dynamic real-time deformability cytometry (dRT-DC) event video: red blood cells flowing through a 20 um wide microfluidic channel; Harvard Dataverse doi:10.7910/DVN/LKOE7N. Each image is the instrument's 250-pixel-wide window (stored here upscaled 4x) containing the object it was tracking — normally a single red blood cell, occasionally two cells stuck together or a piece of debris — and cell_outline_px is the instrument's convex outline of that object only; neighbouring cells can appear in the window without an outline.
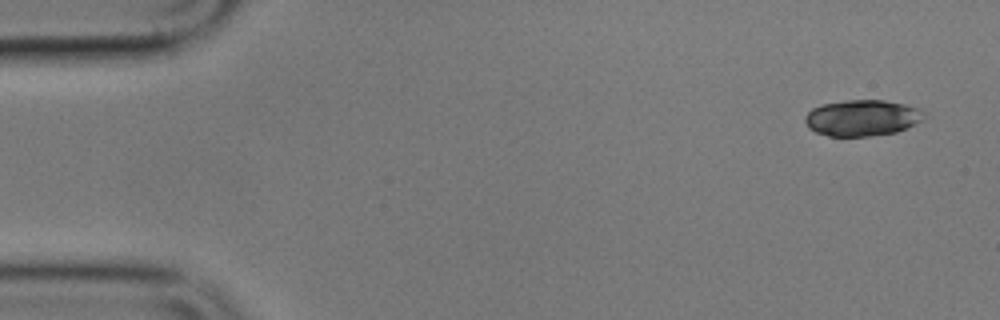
{"species": "common noctule bat (a hibernating species)", "species_latin": "Nyctalus noctula", "temperature_condition": "cold", "stored_images_in_passage": 6, "segment_of_instrument_passage": [1, 2], "camera_frame_rate_fps": 3000, "um_per_image_px": 0.085, "animal": {"sex": "male", "body_mass_g": 17.9}, "frame": {"image": 1, "passage_image": 1, "time_ms": 0.0, "image_size_px": [1000, 320], "cell_outline_px": [[924, 116], [920, 120], [896, 132], [868, 136], [828, 136], [816, 132], [808, 128], [804, 120], [804, 116], [812, 108], [820, 104], [848, 100], [884, 100], [904, 104], [920, 108], [924, 112]], "centroid_in_image_um": [73.22, 10.01], "position_along_channel_um": 11.8, "area_um2": 24.97}}
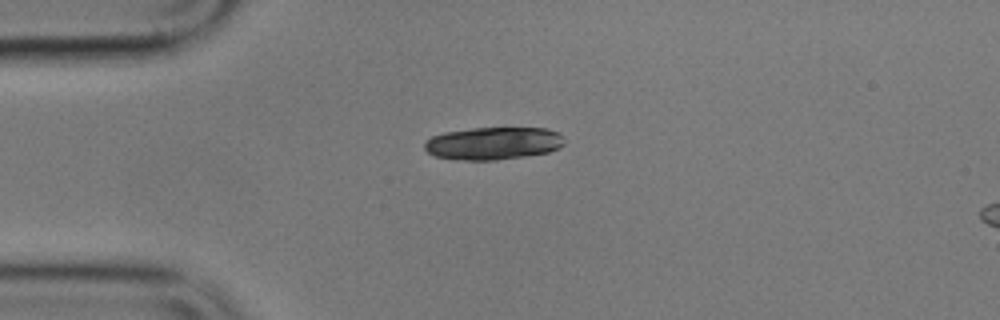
{"frame": {"image": 2, "passage_image": 4, "time_ms": 3.667, "image_size_px": [1000, 320], "cell_outline_px": [[564, 144], [560, 148], [548, 152], [524, 156], [496, 160], [456, 160], [436, 156], [428, 152], [424, 148], [424, 144], [432, 136], [444, 132], [472, 128], [548, 128], [560, 132]], "centroid_in_image_um": [41.94, 12.18], "position_along_channel_um": 43.1, "area_um2": 26.65}}